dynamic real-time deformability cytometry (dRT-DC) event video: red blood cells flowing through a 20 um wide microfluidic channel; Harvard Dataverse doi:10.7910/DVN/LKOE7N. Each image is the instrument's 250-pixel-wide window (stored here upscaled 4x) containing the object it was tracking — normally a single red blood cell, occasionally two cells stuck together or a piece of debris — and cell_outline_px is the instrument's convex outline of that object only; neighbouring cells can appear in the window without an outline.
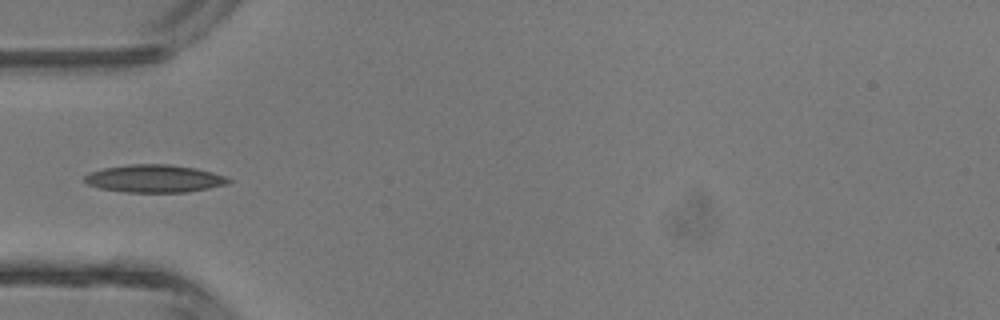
{"species": "common noctule bat (a hibernating species)", "species_latin": "Nyctalus noctula", "temperature_condition": "room temperature", "stored_images_in_passage": 5, "camera_frame_rate_fps": 3000, "um_per_image_px": 0.085, "animal": {"sex": "male", "body_mass_g": 13.3}, "frame": {"image": 1, "passage_image": 5, "time_ms": 4.333, "image_size_px": [1000, 320], "cell_outline_px": [[232, 180], [228, 184], [188, 192], [124, 192], [100, 188], [88, 184], [84, 180], [84, 176], [88, 172], [104, 168], [132, 164], [168, 164], [196, 168], [212, 172], [224, 176]], "centroid_in_image_um": [13.12, 15.18], "position_along_channel_um": 71.9, "area_um2": 23.18}}